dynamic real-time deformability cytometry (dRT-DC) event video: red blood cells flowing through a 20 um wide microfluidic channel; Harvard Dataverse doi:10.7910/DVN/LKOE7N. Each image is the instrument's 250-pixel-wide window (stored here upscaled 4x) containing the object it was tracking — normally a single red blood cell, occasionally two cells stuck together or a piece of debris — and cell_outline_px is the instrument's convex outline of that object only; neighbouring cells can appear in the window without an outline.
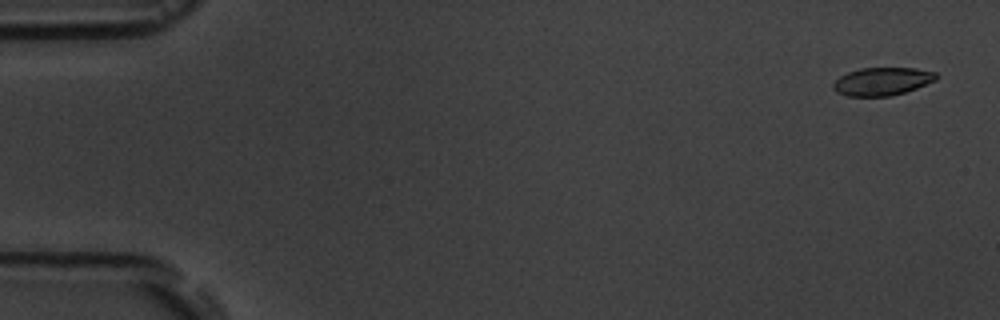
{"species": "common noctule bat (a hibernating species)", "species_latin": "Nyctalus noctula", "temperature_condition": "room temperature", "stored_images_in_passage": 3, "camera_frame_rate_fps": 3000, "um_per_image_px": 0.085, "animal": {"sex": "male", "body_mass_g": 19.5, "forearm_length_mm": 54.6}, "frame": {"image": 1, "passage_image": 1, "time_ms": 0.0, "image_size_px": [1000, 320], "cell_outline_px": [[940, 76], [936, 80], [916, 88], [892, 96], [848, 96], [836, 92], [832, 88], [832, 84], [840, 76], [848, 72], [860, 68], [916, 68], [936, 72]], "centroid_in_image_um": [74.99, 6.91], "position_along_channel_um": 10.0, "area_um2": 16.88}}